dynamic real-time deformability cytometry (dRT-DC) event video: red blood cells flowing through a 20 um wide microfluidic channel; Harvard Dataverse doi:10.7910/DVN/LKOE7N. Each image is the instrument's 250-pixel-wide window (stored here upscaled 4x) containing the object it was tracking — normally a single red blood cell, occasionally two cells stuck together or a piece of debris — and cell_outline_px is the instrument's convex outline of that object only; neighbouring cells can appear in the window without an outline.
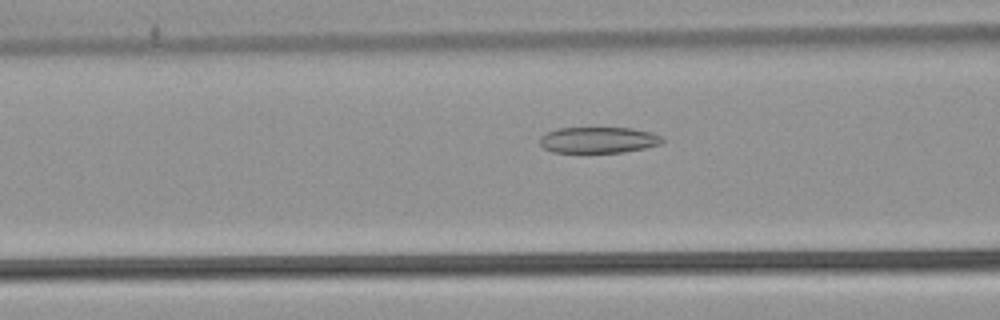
{"species": "common noctule bat (a hibernating species)", "species_latin": "Nyctalus noctula", "temperature_condition": "warm", "stored_images_in_passage": 54, "camera_frame_rate_fps": 3000, "um_per_image_px": 0.085, "animal": {"sex": "male", "body_mass_g": 21.5, "forearm_length_mm": 52.0}, "frame": {"image": 1, "passage_image": 22, "time_ms": 7.0, "image_size_px": [1000, 320], "cell_outline_px": [[664, 140], [660, 144], [644, 148], [624, 152], [552, 152], [544, 148], [540, 144], [540, 136], [556, 128], [632, 128], [652, 132], [660, 136]], "centroid_in_image_um": [50.86, 11.89], "position_along_channel_um": 115.7, "area_um2": 18.55}}
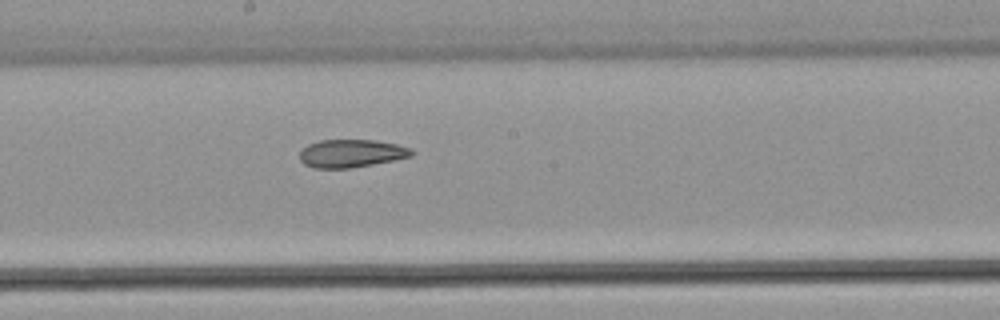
{"frame": {"image": 2, "passage_image": 30, "time_ms": 9.667, "image_size_px": [1000, 320], "cell_outline_px": [[416, 152], [412, 156], [372, 164], [348, 168], [312, 168], [304, 164], [300, 160], [300, 152], [308, 144], [320, 140], [376, 140], [396, 144], [412, 148]], "centroid_in_image_um": [29.87, 13.03], "position_along_channel_um": 218.3, "area_um2": 18.21}}
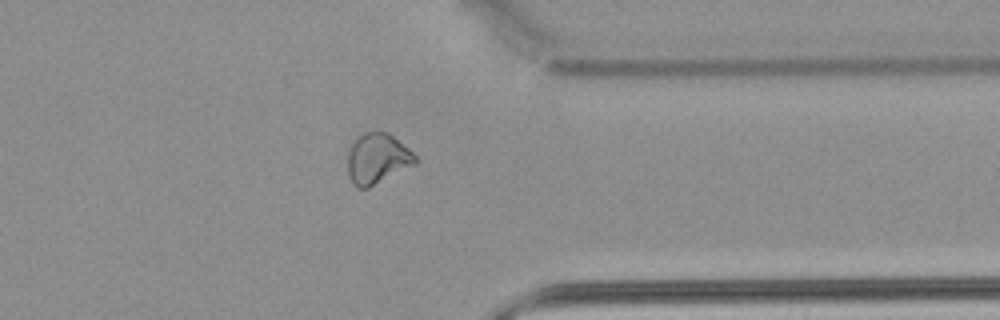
{"frame": {"image": 3, "passage_image": 43, "time_ms": 14.0, "image_size_px": [1000, 320], "cell_outline_px": [[420, 160], [416, 164], [368, 188], [356, 188], [352, 184], [348, 176], [348, 152], [352, 144], [364, 132], [388, 132], [408, 148]], "centroid_in_image_um": [32.08, 13.51], "position_along_channel_um": 379.3, "area_um2": 19.88}, "authors_computed_cell_mechanics": {"area_um2": 21.8773, "velocity_mm_per_s": 3.8514, "shape_relaxation_time_tau1_ms": null, "shape_relaxation_time_tau2_ms": 3.9504, "deformation_change_tau1": null, "deformation_change_tau2": 0.1098}}